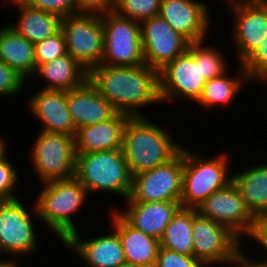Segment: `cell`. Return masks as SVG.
<instances>
[{"instance_id": "1", "label": "cell", "mask_w": 267, "mask_h": 267, "mask_svg": "<svg viewBox=\"0 0 267 267\" xmlns=\"http://www.w3.org/2000/svg\"><path fill=\"white\" fill-rule=\"evenodd\" d=\"M90 82L118 113L145 116V107L162 105L159 71L147 64L138 66L97 65L88 75Z\"/></svg>"}, {"instance_id": "2", "label": "cell", "mask_w": 267, "mask_h": 267, "mask_svg": "<svg viewBox=\"0 0 267 267\" xmlns=\"http://www.w3.org/2000/svg\"><path fill=\"white\" fill-rule=\"evenodd\" d=\"M164 127L145 116L128 118L122 150L132 175L164 165L181 151L183 144L173 139L168 126Z\"/></svg>"}, {"instance_id": "3", "label": "cell", "mask_w": 267, "mask_h": 267, "mask_svg": "<svg viewBox=\"0 0 267 267\" xmlns=\"http://www.w3.org/2000/svg\"><path fill=\"white\" fill-rule=\"evenodd\" d=\"M38 196L33 197L40 223H45L55 237L64 243L74 232L79 231L74 217L87 203L86 188L75 178L52 180L41 183ZM76 213V214H75ZM78 228V229H77Z\"/></svg>"}, {"instance_id": "4", "label": "cell", "mask_w": 267, "mask_h": 267, "mask_svg": "<svg viewBox=\"0 0 267 267\" xmlns=\"http://www.w3.org/2000/svg\"><path fill=\"white\" fill-rule=\"evenodd\" d=\"M76 154L74 177L86 188L89 196L103 192L118 195L121 201L128 199L132 174L122 148Z\"/></svg>"}, {"instance_id": "5", "label": "cell", "mask_w": 267, "mask_h": 267, "mask_svg": "<svg viewBox=\"0 0 267 267\" xmlns=\"http://www.w3.org/2000/svg\"><path fill=\"white\" fill-rule=\"evenodd\" d=\"M221 153V154H220ZM216 156H206L204 152H194L184 145V168L181 206L197 208L214 191L225 188L232 182L230 166L232 154L226 151ZM210 157V158H209Z\"/></svg>"}, {"instance_id": "6", "label": "cell", "mask_w": 267, "mask_h": 267, "mask_svg": "<svg viewBox=\"0 0 267 267\" xmlns=\"http://www.w3.org/2000/svg\"><path fill=\"white\" fill-rule=\"evenodd\" d=\"M32 202V208L28 209L21 196L14 200L0 201V258L5 256L22 263L23 257L38 254L39 249L41 252V239L36 235L38 225H35L39 218L35 203Z\"/></svg>"}, {"instance_id": "7", "label": "cell", "mask_w": 267, "mask_h": 267, "mask_svg": "<svg viewBox=\"0 0 267 267\" xmlns=\"http://www.w3.org/2000/svg\"><path fill=\"white\" fill-rule=\"evenodd\" d=\"M29 148V161L40 184L75 176L76 148L74 135L38 131Z\"/></svg>"}, {"instance_id": "8", "label": "cell", "mask_w": 267, "mask_h": 267, "mask_svg": "<svg viewBox=\"0 0 267 267\" xmlns=\"http://www.w3.org/2000/svg\"><path fill=\"white\" fill-rule=\"evenodd\" d=\"M67 53L90 72L100 65L104 53L102 15L76 13L61 18Z\"/></svg>"}, {"instance_id": "9", "label": "cell", "mask_w": 267, "mask_h": 267, "mask_svg": "<svg viewBox=\"0 0 267 267\" xmlns=\"http://www.w3.org/2000/svg\"><path fill=\"white\" fill-rule=\"evenodd\" d=\"M225 16H232L229 34L237 63H242L267 35V0H227ZM227 14V15H226Z\"/></svg>"}, {"instance_id": "10", "label": "cell", "mask_w": 267, "mask_h": 267, "mask_svg": "<svg viewBox=\"0 0 267 267\" xmlns=\"http://www.w3.org/2000/svg\"><path fill=\"white\" fill-rule=\"evenodd\" d=\"M104 53L101 64L108 66L144 65L141 24L114 11L102 14Z\"/></svg>"}, {"instance_id": "11", "label": "cell", "mask_w": 267, "mask_h": 267, "mask_svg": "<svg viewBox=\"0 0 267 267\" xmlns=\"http://www.w3.org/2000/svg\"><path fill=\"white\" fill-rule=\"evenodd\" d=\"M184 147L169 162L132 175L130 196L124 202L180 201Z\"/></svg>"}, {"instance_id": "12", "label": "cell", "mask_w": 267, "mask_h": 267, "mask_svg": "<svg viewBox=\"0 0 267 267\" xmlns=\"http://www.w3.org/2000/svg\"><path fill=\"white\" fill-rule=\"evenodd\" d=\"M205 82L201 76L200 62H195L194 52L188 47L183 54L159 70L161 103H194L201 95Z\"/></svg>"}, {"instance_id": "13", "label": "cell", "mask_w": 267, "mask_h": 267, "mask_svg": "<svg viewBox=\"0 0 267 267\" xmlns=\"http://www.w3.org/2000/svg\"><path fill=\"white\" fill-rule=\"evenodd\" d=\"M197 211L201 216L227 227L243 243L252 235L257 220L233 181L214 191L197 207Z\"/></svg>"}, {"instance_id": "14", "label": "cell", "mask_w": 267, "mask_h": 267, "mask_svg": "<svg viewBox=\"0 0 267 267\" xmlns=\"http://www.w3.org/2000/svg\"><path fill=\"white\" fill-rule=\"evenodd\" d=\"M193 256L204 266L216 267L230 258L243 243L227 227L201 216L193 208Z\"/></svg>"}, {"instance_id": "15", "label": "cell", "mask_w": 267, "mask_h": 267, "mask_svg": "<svg viewBox=\"0 0 267 267\" xmlns=\"http://www.w3.org/2000/svg\"><path fill=\"white\" fill-rule=\"evenodd\" d=\"M140 24L144 60L149 67L159 71L188 49L190 42L160 16Z\"/></svg>"}, {"instance_id": "16", "label": "cell", "mask_w": 267, "mask_h": 267, "mask_svg": "<svg viewBox=\"0 0 267 267\" xmlns=\"http://www.w3.org/2000/svg\"><path fill=\"white\" fill-rule=\"evenodd\" d=\"M206 0H161L159 16L190 43L208 39L212 17Z\"/></svg>"}, {"instance_id": "17", "label": "cell", "mask_w": 267, "mask_h": 267, "mask_svg": "<svg viewBox=\"0 0 267 267\" xmlns=\"http://www.w3.org/2000/svg\"><path fill=\"white\" fill-rule=\"evenodd\" d=\"M109 228L106 234L102 232L98 236L91 235V239L90 236L89 239H83L79 230L63 245L81 258L83 263L80 267H118L126 262V258L118 233L111 226Z\"/></svg>"}, {"instance_id": "18", "label": "cell", "mask_w": 267, "mask_h": 267, "mask_svg": "<svg viewBox=\"0 0 267 267\" xmlns=\"http://www.w3.org/2000/svg\"><path fill=\"white\" fill-rule=\"evenodd\" d=\"M35 93V94H33ZM28 96L26 109L41 123V131L75 135L76 128L67 105L66 91L39 88ZM43 125V126H42Z\"/></svg>"}, {"instance_id": "19", "label": "cell", "mask_w": 267, "mask_h": 267, "mask_svg": "<svg viewBox=\"0 0 267 267\" xmlns=\"http://www.w3.org/2000/svg\"><path fill=\"white\" fill-rule=\"evenodd\" d=\"M124 209L115 210L133 227L144 234L161 240L165 229L176 212L180 201L121 202ZM119 208V209H118Z\"/></svg>"}, {"instance_id": "20", "label": "cell", "mask_w": 267, "mask_h": 267, "mask_svg": "<svg viewBox=\"0 0 267 267\" xmlns=\"http://www.w3.org/2000/svg\"><path fill=\"white\" fill-rule=\"evenodd\" d=\"M67 105L76 129L111 119L117 111L88 79L66 91Z\"/></svg>"}, {"instance_id": "21", "label": "cell", "mask_w": 267, "mask_h": 267, "mask_svg": "<svg viewBox=\"0 0 267 267\" xmlns=\"http://www.w3.org/2000/svg\"><path fill=\"white\" fill-rule=\"evenodd\" d=\"M110 211V226L120 237L126 262L143 267H154L160 241L131 226L114 208Z\"/></svg>"}, {"instance_id": "22", "label": "cell", "mask_w": 267, "mask_h": 267, "mask_svg": "<svg viewBox=\"0 0 267 267\" xmlns=\"http://www.w3.org/2000/svg\"><path fill=\"white\" fill-rule=\"evenodd\" d=\"M130 116L116 113L111 119L76 129V153H90L122 148L123 130Z\"/></svg>"}, {"instance_id": "23", "label": "cell", "mask_w": 267, "mask_h": 267, "mask_svg": "<svg viewBox=\"0 0 267 267\" xmlns=\"http://www.w3.org/2000/svg\"><path fill=\"white\" fill-rule=\"evenodd\" d=\"M18 8L15 23L9 24L19 35L33 44L53 36L61 29V17L55 13L37 9L27 5L22 0L4 2Z\"/></svg>"}, {"instance_id": "24", "label": "cell", "mask_w": 267, "mask_h": 267, "mask_svg": "<svg viewBox=\"0 0 267 267\" xmlns=\"http://www.w3.org/2000/svg\"><path fill=\"white\" fill-rule=\"evenodd\" d=\"M236 67L235 75L230 73L229 69L223 75L205 82L201 95L195 101L197 106H201V110L205 109L206 112H210L224 107L227 109L232 101H237L234 98L242 93L245 84L252 83L242 65L238 63ZM229 73L232 75L230 76Z\"/></svg>"}, {"instance_id": "25", "label": "cell", "mask_w": 267, "mask_h": 267, "mask_svg": "<svg viewBox=\"0 0 267 267\" xmlns=\"http://www.w3.org/2000/svg\"><path fill=\"white\" fill-rule=\"evenodd\" d=\"M88 75L89 72L67 53L38 65L32 78L45 81L42 89L69 91L85 83Z\"/></svg>"}, {"instance_id": "26", "label": "cell", "mask_w": 267, "mask_h": 267, "mask_svg": "<svg viewBox=\"0 0 267 267\" xmlns=\"http://www.w3.org/2000/svg\"><path fill=\"white\" fill-rule=\"evenodd\" d=\"M4 25L0 26V61L15 69L27 81H32L36 70L34 44L7 23Z\"/></svg>"}, {"instance_id": "27", "label": "cell", "mask_w": 267, "mask_h": 267, "mask_svg": "<svg viewBox=\"0 0 267 267\" xmlns=\"http://www.w3.org/2000/svg\"><path fill=\"white\" fill-rule=\"evenodd\" d=\"M262 163H256V166L251 164L246 169L232 172L233 183L256 219L267 216V162Z\"/></svg>"}, {"instance_id": "28", "label": "cell", "mask_w": 267, "mask_h": 267, "mask_svg": "<svg viewBox=\"0 0 267 267\" xmlns=\"http://www.w3.org/2000/svg\"><path fill=\"white\" fill-rule=\"evenodd\" d=\"M193 208L181 207L165 229L160 247L193 256Z\"/></svg>"}, {"instance_id": "29", "label": "cell", "mask_w": 267, "mask_h": 267, "mask_svg": "<svg viewBox=\"0 0 267 267\" xmlns=\"http://www.w3.org/2000/svg\"><path fill=\"white\" fill-rule=\"evenodd\" d=\"M194 52L195 62H200L201 76L207 81L226 73L230 67L228 58L223 56L219 47L205 40L191 42L188 46Z\"/></svg>"}, {"instance_id": "30", "label": "cell", "mask_w": 267, "mask_h": 267, "mask_svg": "<svg viewBox=\"0 0 267 267\" xmlns=\"http://www.w3.org/2000/svg\"><path fill=\"white\" fill-rule=\"evenodd\" d=\"M161 0H115L113 11L125 18L137 21L159 16Z\"/></svg>"}, {"instance_id": "31", "label": "cell", "mask_w": 267, "mask_h": 267, "mask_svg": "<svg viewBox=\"0 0 267 267\" xmlns=\"http://www.w3.org/2000/svg\"><path fill=\"white\" fill-rule=\"evenodd\" d=\"M36 67L67 54L66 41L60 29L53 36L34 44Z\"/></svg>"}, {"instance_id": "32", "label": "cell", "mask_w": 267, "mask_h": 267, "mask_svg": "<svg viewBox=\"0 0 267 267\" xmlns=\"http://www.w3.org/2000/svg\"><path fill=\"white\" fill-rule=\"evenodd\" d=\"M7 156L0 161V201L14 200L18 195V181L20 178L19 170L15 169L14 164Z\"/></svg>"}, {"instance_id": "33", "label": "cell", "mask_w": 267, "mask_h": 267, "mask_svg": "<svg viewBox=\"0 0 267 267\" xmlns=\"http://www.w3.org/2000/svg\"><path fill=\"white\" fill-rule=\"evenodd\" d=\"M241 65L252 82L267 77V35Z\"/></svg>"}, {"instance_id": "34", "label": "cell", "mask_w": 267, "mask_h": 267, "mask_svg": "<svg viewBox=\"0 0 267 267\" xmlns=\"http://www.w3.org/2000/svg\"><path fill=\"white\" fill-rule=\"evenodd\" d=\"M27 81L15 69L0 61V97L16 96L25 90Z\"/></svg>"}, {"instance_id": "35", "label": "cell", "mask_w": 267, "mask_h": 267, "mask_svg": "<svg viewBox=\"0 0 267 267\" xmlns=\"http://www.w3.org/2000/svg\"><path fill=\"white\" fill-rule=\"evenodd\" d=\"M154 267H206L194 256L159 248Z\"/></svg>"}, {"instance_id": "36", "label": "cell", "mask_w": 267, "mask_h": 267, "mask_svg": "<svg viewBox=\"0 0 267 267\" xmlns=\"http://www.w3.org/2000/svg\"><path fill=\"white\" fill-rule=\"evenodd\" d=\"M27 5L49 11L61 18L77 13V0H22Z\"/></svg>"}, {"instance_id": "37", "label": "cell", "mask_w": 267, "mask_h": 267, "mask_svg": "<svg viewBox=\"0 0 267 267\" xmlns=\"http://www.w3.org/2000/svg\"><path fill=\"white\" fill-rule=\"evenodd\" d=\"M241 246L230 258L225 260L222 264L217 265L218 267H267V259L262 257L263 259H259V257H255L252 259L251 255L246 254V251ZM248 255V256H247ZM258 260V261H257Z\"/></svg>"}, {"instance_id": "38", "label": "cell", "mask_w": 267, "mask_h": 267, "mask_svg": "<svg viewBox=\"0 0 267 267\" xmlns=\"http://www.w3.org/2000/svg\"><path fill=\"white\" fill-rule=\"evenodd\" d=\"M115 0H77V13L106 14L114 9Z\"/></svg>"}, {"instance_id": "39", "label": "cell", "mask_w": 267, "mask_h": 267, "mask_svg": "<svg viewBox=\"0 0 267 267\" xmlns=\"http://www.w3.org/2000/svg\"><path fill=\"white\" fill-rule=\"evenodd\" d=\"M248 241L252 242V243L254 242L253 243L254 246L257 245V246H255L256 248L253 247L252 250L253 249L255 250L257 248L259 249V247H260L261 250L257 249L258 253L263 251V253H265L264 256L267 255V216L257 218L253 233L250 236V238L247 240V243H249ZM258 245H259V247H258ZM265 259H267V258H265Z\"/></svg>"}, {"instance_id": "40", "label": "cell", "mask_w": 267, "mask_h": 267, "mask_svg": "<svg viewBox=\"0 0 267 267\" xmlns=\"http://www.w3.org/2000/svg\"><path fill=\"white\" fill-rule=\"evenodd\" d=\"M7 141H8L7 137L5 136L3 137L0 135V161L5 159L10 152L8 151V148H7L10 144H8Z\"/></svg>"}, {"instance_id": "41", "label": "cell", "mask_w": 267, "mask_h": 267, "mask_svg": "<svg viewBox=\"0 0 267 267\" xmlns=\"http://www.w3.org/2000/svg\"><path fill=\"white\" fill-rule=\"evenodd\" d=\"M19 262L8 258H0V267H15Z\"/></svg>"}, {"instance_id": "42", "label": "cell", "mask_w": 267, "mask_h": 267, "mask_svg": "<svg viewBox=\"0 0 267 267\" xmlns=\"http://www.w3.org/2000/svg\"><path fill=\"white\" fill-rule=\"evenodd\" d=\"M118 267H143V266H140V265H137L134 263H130V262H124Z\"/></svg>"}, {"instance_id": "43", "label": "cell", "mask_w": 267, "mask_h": 267, "mask_svg": "<svg viewBox=\"0 0 267 267\" xmlns=\"http://www.w3.org/2000/svg\"><path fill=\"white\" fill-rule=\"evenodd\" d=\"M260 81V82H259ZM255 82H257V84L259 83V84H265V85H267L266 83H267V77L266 78H262V79H259V80H256V81H254L253 83H255Z\"/></svg>"}]
</instances>
